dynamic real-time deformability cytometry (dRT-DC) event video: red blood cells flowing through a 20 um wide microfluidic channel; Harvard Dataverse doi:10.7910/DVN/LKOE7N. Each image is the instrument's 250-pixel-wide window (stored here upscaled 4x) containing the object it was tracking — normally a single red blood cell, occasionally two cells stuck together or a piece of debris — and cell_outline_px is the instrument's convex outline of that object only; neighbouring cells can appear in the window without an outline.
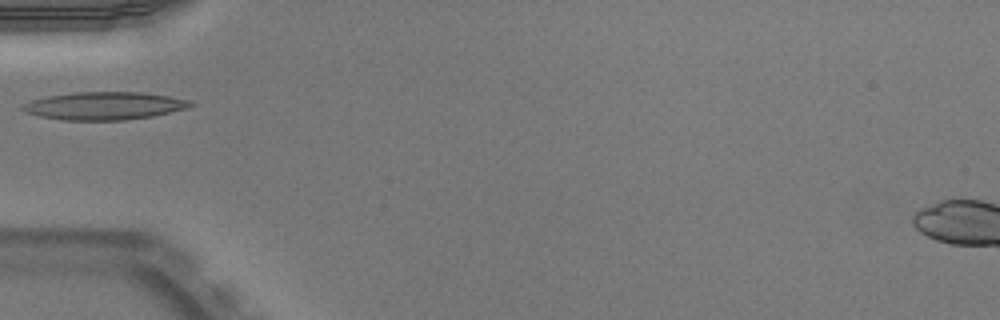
{"species": "Egyptian fruit bat (a non-hibernating species)", "species_latin": "Rousettus aegyptiacus", "temperature_condition": "warm", "stored_images_in_passage": 32, "camera_frame_rate_fps": 3000, "um_per_image_px": 0.085, "animal": {"sex": "male"}, "frame": {"image": 1, "passage_image": 1, "time_ms": 0.0, "image_size_px": [1000, 320], "cell_outline_px": [[196, 104], [188, 108], [152, 116], [128, 120], [64, 120], [40, 116], [24, 112], [20, 108], [24, 104], [32, 100], [48, 96], [76, 92], [144, 92], [192, 100]], "centroid_in_image_um": [8.91, 8.99], "position_along_channel_um": 76.1, "area_um2": 27.28}}
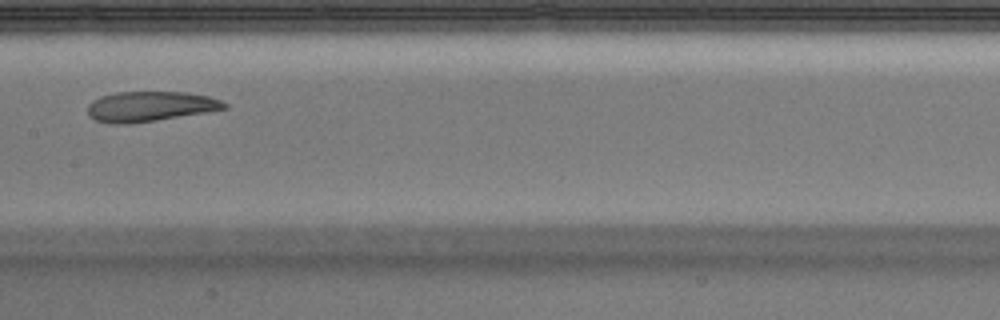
{"frame": {"image": 2, "passage_image": 10, "time_ms": 3.0, "image_size_px": [1000, 320], "cell_outline_px": [[228, 108], [156, 120], [128, 124], [112, 124], [96, 120], [88, 116], [88, 104], [92, 100], [100, 96], [116, 92], [188, 92], [208, 96], [220, 100], [228, 104]], "centroid_in_image_um": [12.72, 9.04], "position_along_channel_um": 194.7, "area_um2": 23.93}}
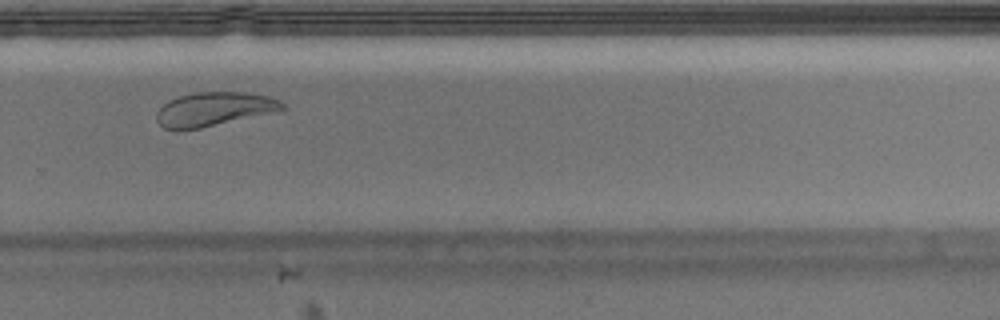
{"frame": {"image": 3, "passage_image": 19, "time_ms": 6.0, "image_size_px": [1000, 320], "cell_outline_px": [[284, 108], [280, 112], [200, 128], [176, 132], [164, 128], [156, 120], [156, 112], [168, 100], [180, 96], [196, 92], [252, 92], [268, 96], [280, 100], [284, 104]], "centroid_in_image_um": [18.21, 9.29], "position_along_channel_um": 311.6, "area_um2": 25.43}}